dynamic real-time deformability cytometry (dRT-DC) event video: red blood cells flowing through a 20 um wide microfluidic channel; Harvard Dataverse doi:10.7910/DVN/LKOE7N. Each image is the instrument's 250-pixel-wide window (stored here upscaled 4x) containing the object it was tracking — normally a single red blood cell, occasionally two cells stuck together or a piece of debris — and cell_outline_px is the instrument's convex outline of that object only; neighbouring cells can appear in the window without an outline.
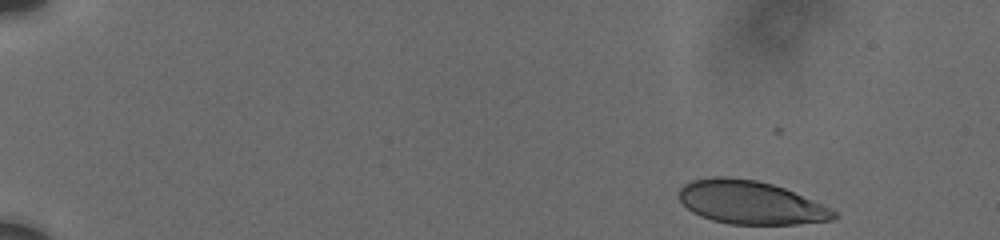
{"species": "human", "species_latin": "Homo sapiens", "temperature_condition": "cold", "stored_images_in_passage": 37, "camera_frame_rate_fps": 3000, "um_per_image_px": 0.085, "donor": {"sex": "male"}, "frame": {"image": 1, "passage_image": 1, "time_ms": 0.0, "image_size_px": [1000, 240], "cell_outline_px": [[836, 216], [832, 220], [796, 224], [728, 224], [712, 220], [700, 216], [692, 212], [680, 200], [680, 188], [684, 184], [692, 180], [712, 176], [724, 176], [756, 180], [772, 184], [784, 188], [820, 204], [836, 212]], "centroid_in_image_um": [63.74, 17.21], "position_along_channel_um": 21.3, "area_um2": 38.67}}
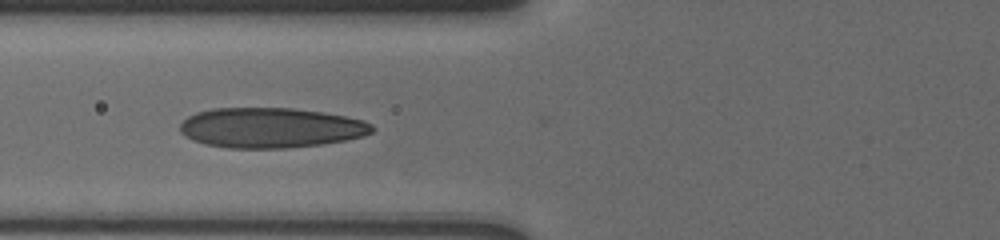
{"frame": {"image": 2, "passage_image": 22, "time_ms": 6.0, "image_size_px": [1000, 240], "cell_outline_px": [[376, 128], [372, 132], [348, 140], [324, 144], [288, 148], [228, 148], [204, 144], [192, 140], [180, 132], [180, 124], [188, 116], [196, 112], [212, 108], [292, 108], [320, 112], [344, 116], [364, 120], [372, 124]], "centroid_in_image_um": [23.0, 10.86], "position_along_channel_um": 102.8, "area_um2": 45.08}}
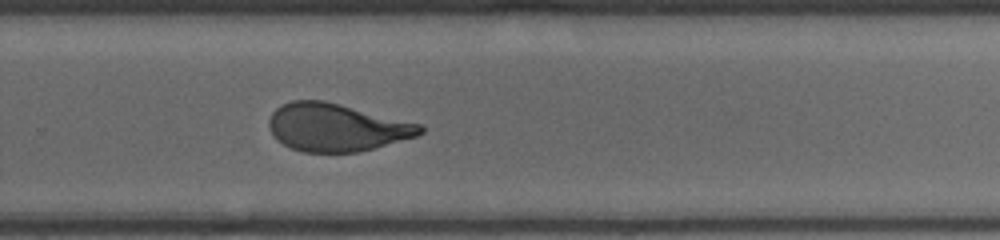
{"frame": {"image": 3, "passage_image": 37, "time_ms": 11.333, "image_size_px": [1000, 240], "cell_outline_px": [[424, 132], [416, 136], [360, 152], [304, 152], [292, 148], [276, 140], [268, 128], [268, 120], [272, 112], [276, 108], [292, 100], [324, 100], [424, 124]], "centroid_in_image_um": [28.61, 10.82], "position_along_channel_um": 301.2, "area_um2": 42.31}}